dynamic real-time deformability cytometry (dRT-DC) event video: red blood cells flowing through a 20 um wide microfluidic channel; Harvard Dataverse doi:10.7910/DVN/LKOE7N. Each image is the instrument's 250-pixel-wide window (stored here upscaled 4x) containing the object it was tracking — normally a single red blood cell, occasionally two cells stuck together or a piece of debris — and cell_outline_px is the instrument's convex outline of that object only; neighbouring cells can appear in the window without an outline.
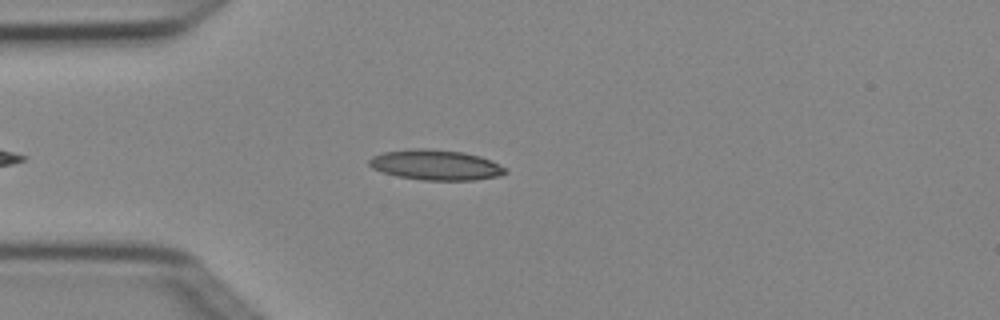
{"species": "Egyptian fruit bat (a non-hibernating species)", "species_latin": "Rousettus aegyptiacus", "temperature_condition": "cold", "stored_images_in_passage": 2, "camera_frame_rate_fps": 3000, "um_per_image_px": 0.085, "animal": {"sex": "female"}, "frame": {"image": 1, "passage_image": 1, "time_ms": 0.0, "image_size_px": [1000, 320], "cell_outline_px": [[508, 172], [500, 176], [476, 180], [420, 180], [396, 176], [372, 168], [368, 164], [368, 160], [372, 156], [384, 152], [412, 148], [424, 148], [464, 152], [480, 156], [492, 160], [508, 168]], "centroid_in_image_um": [37.07, 14.02], "position_along_channel_um": 47.9, "area_um2": 24.33}}